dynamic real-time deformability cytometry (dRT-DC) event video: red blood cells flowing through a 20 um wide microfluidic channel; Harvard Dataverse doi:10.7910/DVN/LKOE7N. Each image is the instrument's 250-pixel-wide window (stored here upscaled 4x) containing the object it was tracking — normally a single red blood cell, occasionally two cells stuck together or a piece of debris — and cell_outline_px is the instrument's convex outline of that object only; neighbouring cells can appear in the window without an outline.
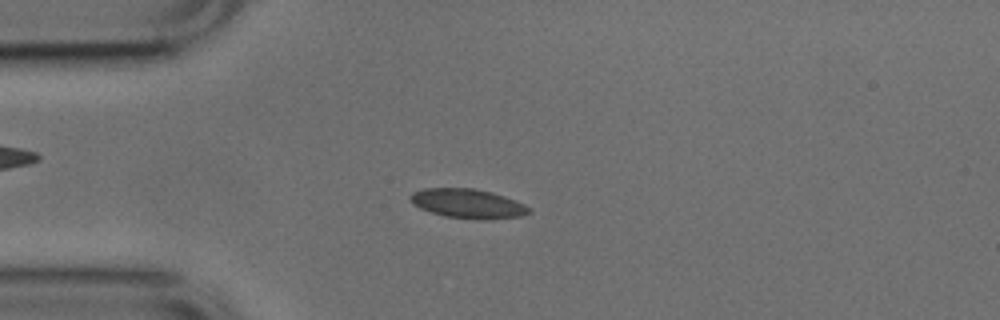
{"species": "common noctule bat (a hibernating species)", "species_latin": "Nyctalus noctula", "temperature_condition": "cold", "stored_images_in_passage": 51, "camera_frame_rate_fps": 3000, "um_per_image_px": 0.085, "animal": {"sex": "male", "body_mass_g": 17.9, "forearm_length_mm": 54.2}, "frame": {"image": 1, "passage_image": 12, "time_ms": 3.667, "image_size_px": [1000, 320], "cell_outline_px": [[532, 212], [520, 216], [492, 220], [444, 216], [420, 208], [412, 204], [408, 196], [412, 192], [424, 188], [472, 188], [492, 192], [504, 196], [524, 204], [532, 208]], "centroid_in_image_um": [39.77, 17.3], "position_along_channel_um": 45.2, "area_um2": 20.35}}
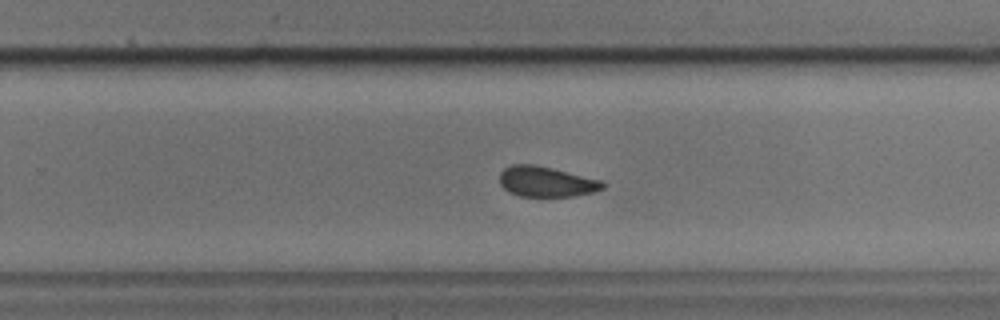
{"frame": {"image": 2, "passage_image": 32, "time_ms": 10.333, "image_size_px": [1000, 320], "cell_outline_px": [[604, 188], [592, 192], [576, 196], [520, 196], [508, 192], [500, 184], [500, 172], [504, 168], [512, 164], [536, 164], [604, 180]], "centroid_in_image_um": [46.44, 15.43], "position_along_channel_um": 283.4, "area_um2": 18.44}}
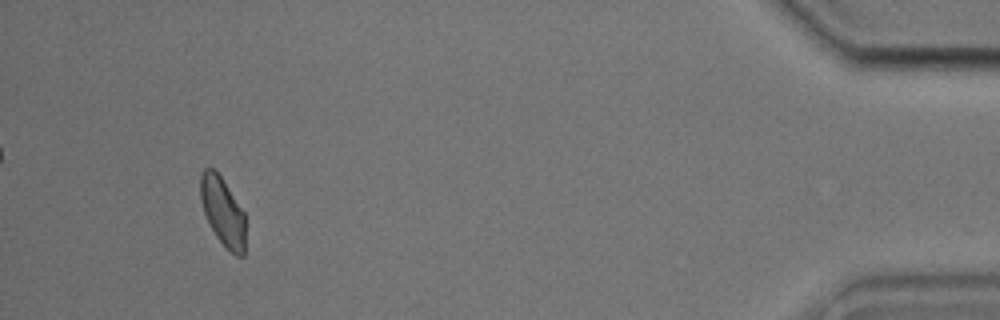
{"frame": {"image": 3, "passage_image": 48, "time_ms": 15.667, "image_size_px": [1000, 320], "cell_outline_px": [[244, 256], [236, 256], [216, 236], [204, 212], [200, 200], [200, 172], [204, 168], [212, 168], [220, 176], [244, 212]], "centroid_in_image_um": [18.91, 17.95], "position_along_channel_um": 416.3, "area_um2": 17.51}, "authors_computed_cell_mechanics": {"area_um2": 19.2474, "velocity_mm_per_s": 3.8005, "shape_relaxation_time_tau1_ms": 4.3765, "shape_relaxation_time_tau2_ms": 1.4562, "deformation_change_tau1": 0.0704, "deformation_change_tau2": 0.0592}}